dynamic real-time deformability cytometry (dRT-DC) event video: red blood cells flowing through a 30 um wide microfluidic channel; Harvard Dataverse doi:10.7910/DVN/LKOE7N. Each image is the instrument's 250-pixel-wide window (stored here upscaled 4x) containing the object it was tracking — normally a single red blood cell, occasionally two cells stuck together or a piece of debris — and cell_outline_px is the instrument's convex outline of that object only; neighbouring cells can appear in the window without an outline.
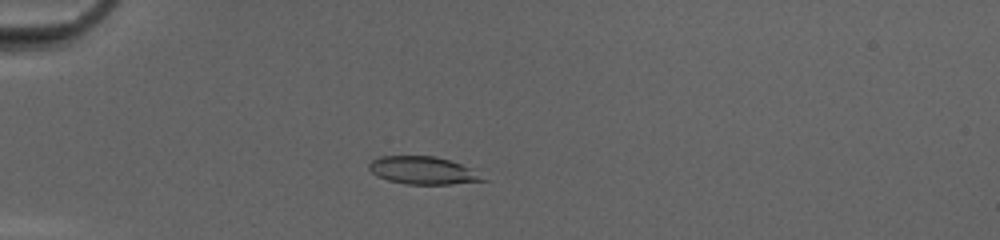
{"species": "common noctule bat (a hibernating species)", "species_latin": "Nyctalus noctula", "temperature_condition": "cold", "stored_images_in_passage": 51, "camera_frame_rate_fps": 3000, "um_per_image_px": 0.085, "animal": {"sex": "female", "body_mass_g": 20.0, "forearm_length_mm": 54.0}, "frame": {"image": 1, "passage_image": 16, "time_ms": 5.0, "image_size_px": [1000, 240], "cell_outline_px": [[488, 180], [452, 184], [408, 184], [388, 180], [376, 176], [368, 168], [368, 164], [372, 160], [380, 156], [436, 156], [460, 164], [468, 168]], "centroid_in_image_um": [35.88, 14.48], "position_along_channel_um": 49.1, "area_um2": 18.09}}
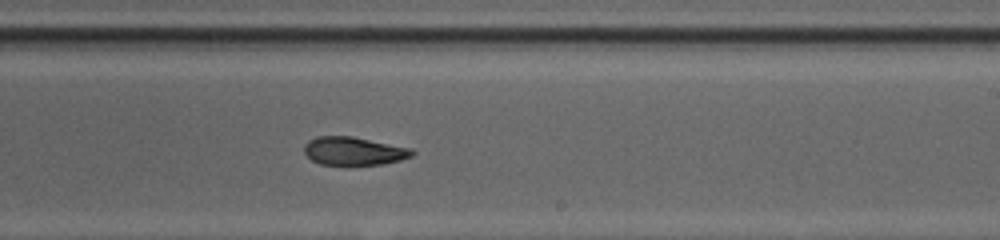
{"frame": {"image": 2, "passage_image": 33, "time_ms": 10.667, "image_size_px": [1000, 240], "cell_outline_px": [[416, 152], [412, 156], [400, 160], [380, 164], [352, 168], [320, 164], [312, 160], [304, 152], [304, 144], [308, 140], [316, 136], [352, 136], [412, 148]], "centroid_in_image_um": [30.06, 12.88], "position_along_channel_um": 258.9, "area_um2": 18.55}}
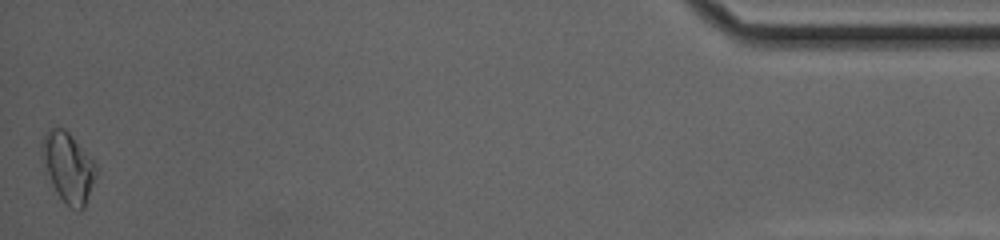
{"frame": {"image": 3, "passage_image": 51, "time_ms": 16.667, "image_size_px": [1000, 240], "cell_outline_px": [[96, 176], [84, 208], [80, 212], [72, 208], [60, 196], [44, 172], [40, 156], [40, 144], [44, 132], [48, 128], [64, 128], [68, 132], [96, 164]], "centroid_in_image_um": [5.74, 14.19], "position_along_channel_um": 429.5, "area_um2": 22.14}, "authors_computed_cell_mechanics": {"area_um2": 19.3052, "velocity_mm_per_s": 4.1903, "shape_relaxation_time_tau1_ms": null, "shape_relaxation_time_tau2_ms": 2.5304, "deformation_change_tau1": null, "deformation_change_tau2": 0.0794}}